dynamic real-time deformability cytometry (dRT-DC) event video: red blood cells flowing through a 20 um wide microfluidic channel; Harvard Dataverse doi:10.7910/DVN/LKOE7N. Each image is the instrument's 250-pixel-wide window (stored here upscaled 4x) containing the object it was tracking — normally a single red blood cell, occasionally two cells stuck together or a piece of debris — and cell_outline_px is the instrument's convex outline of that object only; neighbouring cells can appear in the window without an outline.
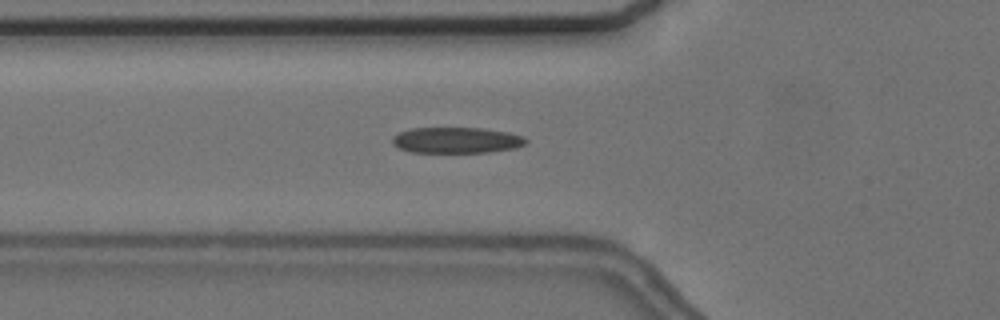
{"species": "common noctule bat (a hibernating species)", "species_latin": "Nyctalus noctula", "temperature_condition": "cold", "stored_images_in_passage": 27, "camera_frame_rate_fps": 3000, "um_per_image_px": 0.085, "animal": {"sex": "female", "body_mass_g": 24.6, "forearm_length_mm": 56.2}, "frame": {"image": 1, "passage_image": 5, "time_ms": 1.333, "image_size_px": [1000, 320], "cell_outline_px": [[528, 140], [524, 144], [516, 148], [488, 152], [412, 152], [400, 148], [392, 144], [392, 136], [400, 132], [412, 128], [480, 128], [508, 132], [524, 136]], "centroid_in_image_um": [38.81, 11.91], "position_along_channel_um": 87.0, "area_um2": 20.11}}
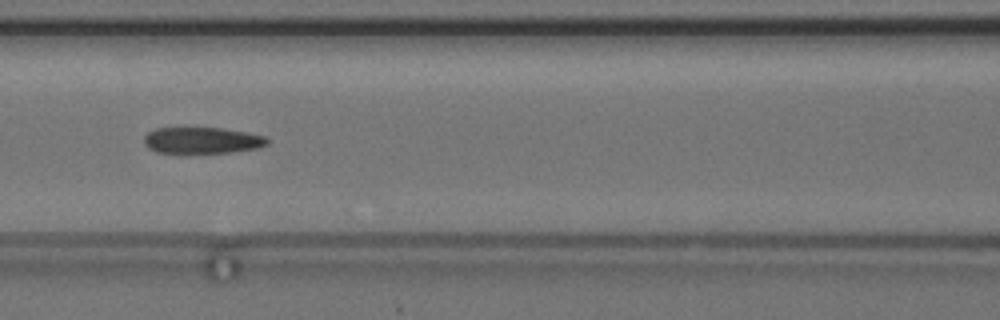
{"frame": {"image": 2, "passage_image": 10, "time_ms": 3.0, "image_size_px": [1000, 320], "cell_outline_px": [[272, 140], [268, 144], [260, 148], [232, 152], [188, 156], [156, 152], [148, 148], [144, 144], [144, 136], [148, 132], [156, 128], [220, 128], [248, 132], [264, 136]], "centroid_in_image_um": [17.18, 11.98], "position_along_channel_um": 149.4, "area_um2": 20.0}}